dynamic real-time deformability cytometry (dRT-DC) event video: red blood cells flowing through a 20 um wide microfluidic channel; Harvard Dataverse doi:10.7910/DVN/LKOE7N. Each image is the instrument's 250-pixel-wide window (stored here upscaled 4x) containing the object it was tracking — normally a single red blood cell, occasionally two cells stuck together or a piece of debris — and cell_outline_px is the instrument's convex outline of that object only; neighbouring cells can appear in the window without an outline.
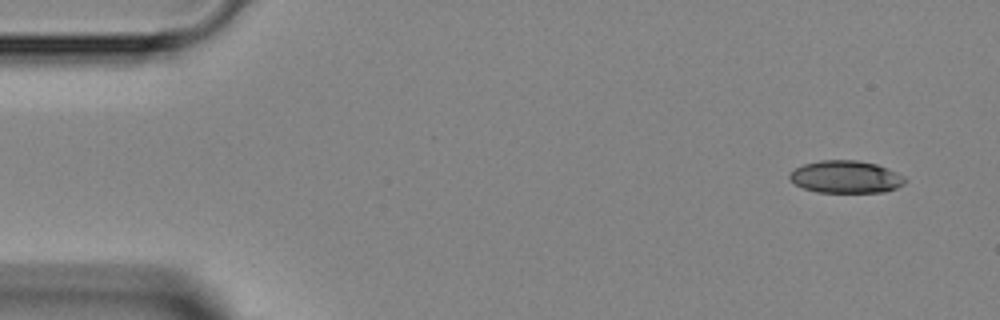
{"species": "Egyptian fruit bat (a non-hibernating species)", "species_latin": "Rousettus aegyptiacus", "temperature_condition": "room temperature", "stored_images_in_passage": 45, "camera_frame_rate_fps": 3000, "um_per_image_px": 0.085, "animal": {"sex": "female"}, "frame": {"image": 1, "passage_image": 1, "time_ms": 0.0, "image_size_px": [1000, 320], "cell_outline_px": [[908, 180], [904, 184], [896, 188], [884, 192], [816, 192], [804, 188], [788, 180], [788, 172], [804, 164], [820, 160], [856, 160], [876, 164], [896, 172], [904, 176]], "centroid_in_image_um": [71.88, 15.03], "position_along_channel_um": 13.1, "area_um2": 21.91}}
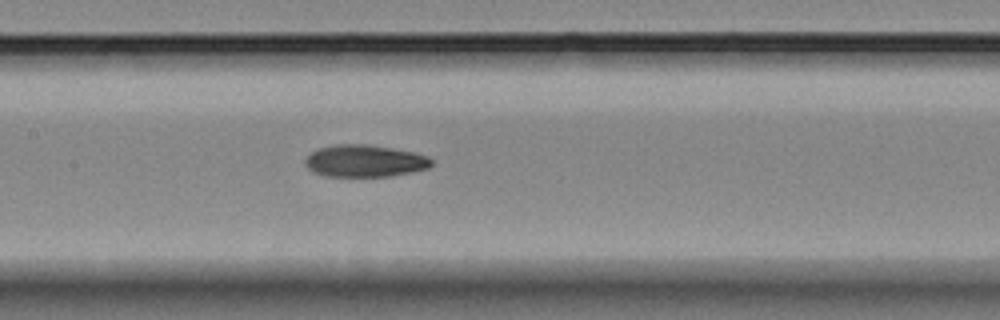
{"frame": {"image": 2, "passage_image": 20, "time_ms": 6.333, "image_size_px": [1000, 320], "cell_outline_px": [[432, 164], [428, 168], [412, 172], [388, 176], [328, 176], [312, 172], [304, 164], [304, 160], [312, 152], [320, 148], [336, 144], [368, 144], [392, 148], [412, 152], [428, 156], [432, 160]], "centroid_in_image_um": [30.99, 13.68], "position_along_channel_um": 176.4, "area_um2": 23.52}}
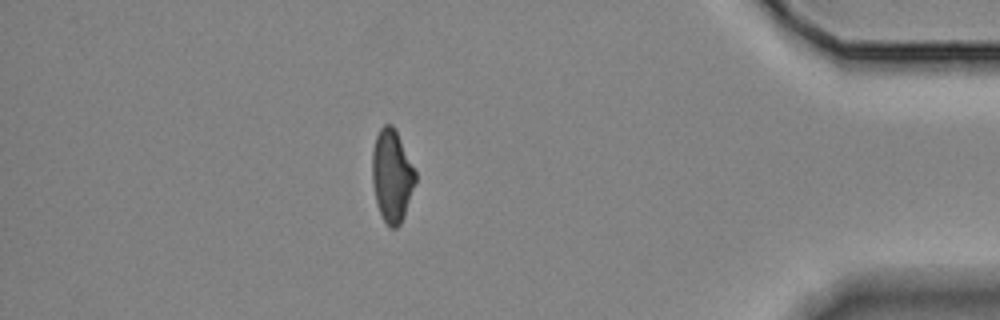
{"frame": {"image": 3, "passage_image": 39, "time_ms": 12.667, "image_size_px": [1000, 320], "cell_outline_px": [[416, 180], [404, 216], [400, 224], [396, 228], [388, 228], [380, 212], [376, 200], [372, 184], [372, 152], [376, 136], [380, 128], [384, 124], [392, 124], [416, 172]], "centroid_in_image_um": [33.3, 14.96], "position_along_channel_um": 401.9, "area_um2": 23.0}}